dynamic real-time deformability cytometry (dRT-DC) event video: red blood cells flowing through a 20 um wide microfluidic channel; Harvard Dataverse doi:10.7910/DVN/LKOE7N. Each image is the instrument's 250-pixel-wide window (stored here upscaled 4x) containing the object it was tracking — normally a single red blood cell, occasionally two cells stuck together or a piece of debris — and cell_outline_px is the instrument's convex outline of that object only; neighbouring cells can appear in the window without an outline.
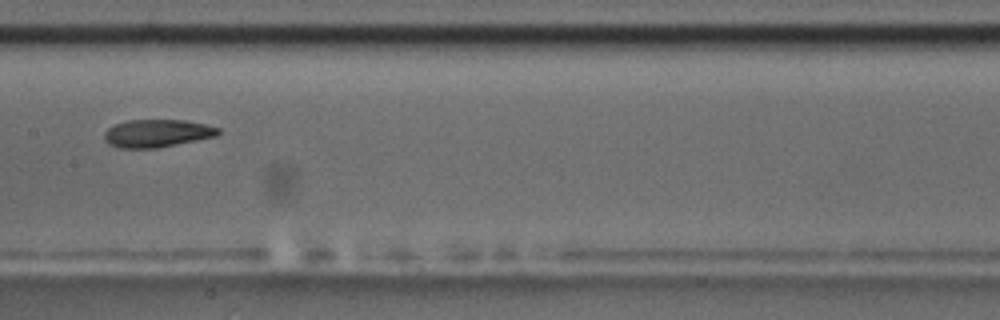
{"species": "common noctule bat (a hibernating species)", "species_latin": "Nyctalus noctula", "temperature_condition": "room temperature", "stored_images_in_passage": 9, "camera_frame_rate_fps": 3000, "um_per_image_px": 0.085, "animal": {"sex": "male", "body_mass_g": 17.5, "forearm_length_mm": 52.3}, "frame": {"image": 1, "passage_image": 8, "time_ms": 8.0, "image_size_px": [1000, 320], "cell_outline_px": [[220, 132], [216, 136], [156, 148], [116, 148], [108, 144], [104, 140], [104, 132], [108, 128], [116, 124], [128, 120], [184, 120], [204, 124], [220, 128]], "centroid_in_image_um": [13.31, 11.33], "position_along_channel_um": 194.1, "area_um2": 18.38}}